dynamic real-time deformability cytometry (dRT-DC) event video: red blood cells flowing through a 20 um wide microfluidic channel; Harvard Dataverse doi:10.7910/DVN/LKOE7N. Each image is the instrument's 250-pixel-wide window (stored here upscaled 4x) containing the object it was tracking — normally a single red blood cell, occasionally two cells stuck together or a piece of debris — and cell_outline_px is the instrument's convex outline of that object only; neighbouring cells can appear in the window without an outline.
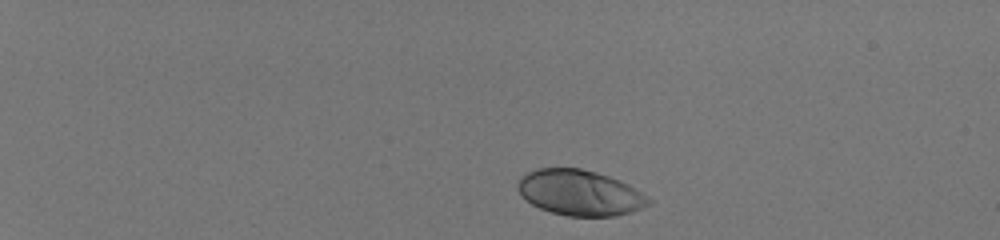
{"species": "human", "species_latin": "Homo sapiens", "temperature_condition": "room temperature", "stored_images_in_passage": 42, "camera_frame_rate_fps": 3000, "um_per_image_px": 0.085, "donor": {"sex": "male"}, "frame": {"image": 1, "passage_image": 1, "time_ms": 0.0, "image_size_px": [1000, 240], "cell_outline_px": [[652, 200], [648, 204], [640, 208], [616, 216], [568, 216], [552, 212], [540, 208], [532, 204], [516, 188], [516, 184], [520, 176], [536, 168], [580, 168], [596, 172], [608, 176], [628, 184], [648, 196]], "centroid_in_image_um": [49.26, 16.37], "position_along_channel_um": 35.7, "area_um2": 34.51}}
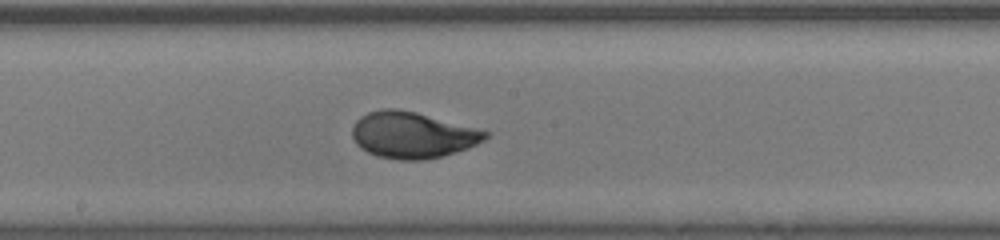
{"frame": {"image": 2, "passage_image": 23, "time_ms": 7.333, "image_size_px": [1000, 240], "cell_outline_px": [[492, 132], [484, 140], [468, 148], [444, 156], [424, 160], [400, 160], [380, 156], [368, 152], [356, 144], [352, 136], [352, 128], [356, 120], [360, 116], [368, 112], [380, 108], [396, 108], [416, 112]], "centroid_in_image_um": [35.06, 11.47], "position_along_channel_um": 213.1, "area_um2": 36.01}}
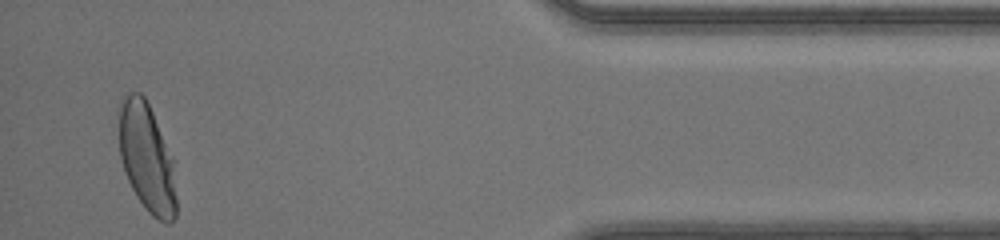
{"frame": {"image": 3, "passage_image": 41, "time_ms": 13.333, "image_size_px": [1000, 240], "cell_outline_px": [[176, 216], [168, 224], [164, 224], [152, 216], [144, 208], [136, 196], [128, 180], [120, 156], [120, 96], [128, 92], [140, 92], [144, 96], [176, 160]], "centroid_in_image_um": [12.53, 13.44], "position_along_channel_um": 422.7, "area_um2": 37.05}, "authors_computed_cell_mechanics": {"area_um2": 34.8823, "velocity_mm_per_s": 4.1468, "shape_relaxation_time_tau1_ms": 3.3661, "shape_relaxation_time_tau2_ms": null, "deformation_change_tau1": 0.1696, "deformation_change_tau2": null}}